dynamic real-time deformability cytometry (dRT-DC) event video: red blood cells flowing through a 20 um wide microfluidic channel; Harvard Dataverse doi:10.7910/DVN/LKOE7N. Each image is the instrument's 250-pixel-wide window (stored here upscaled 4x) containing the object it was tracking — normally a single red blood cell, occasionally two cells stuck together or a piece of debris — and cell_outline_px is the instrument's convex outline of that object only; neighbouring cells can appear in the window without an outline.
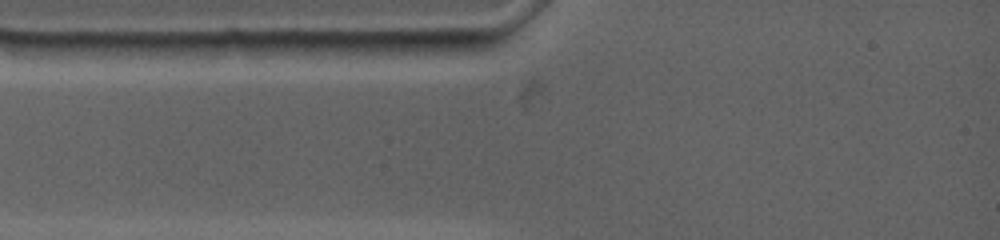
{"species": "common noctule bat (a hibernating species)", "species_latin": "Nyctalus noctula", "temperature_condition": "warm", "stored_images_in_passage": 3, "camera_frame_rate_fps": 4500, "um_per_image_px": 0.085, "animal": {"sex": "female", "body_mass_g": 19.0, "forearm_length_mm": 53.3}, "frame": {"image": 1, "passage_image": 1, "time_ms": 0.0, "image_size_px": [1000, 240], "cell_outline_px": [[500, 44], [488, 48], [452, 56], [420, 60], [360, 60], [348, 44], [348, 40], [500, 36]], "centroid_in_image_um": [35.65, 4.05], "position_along_channel_um": 49.3, "area_um2": 19.71}}